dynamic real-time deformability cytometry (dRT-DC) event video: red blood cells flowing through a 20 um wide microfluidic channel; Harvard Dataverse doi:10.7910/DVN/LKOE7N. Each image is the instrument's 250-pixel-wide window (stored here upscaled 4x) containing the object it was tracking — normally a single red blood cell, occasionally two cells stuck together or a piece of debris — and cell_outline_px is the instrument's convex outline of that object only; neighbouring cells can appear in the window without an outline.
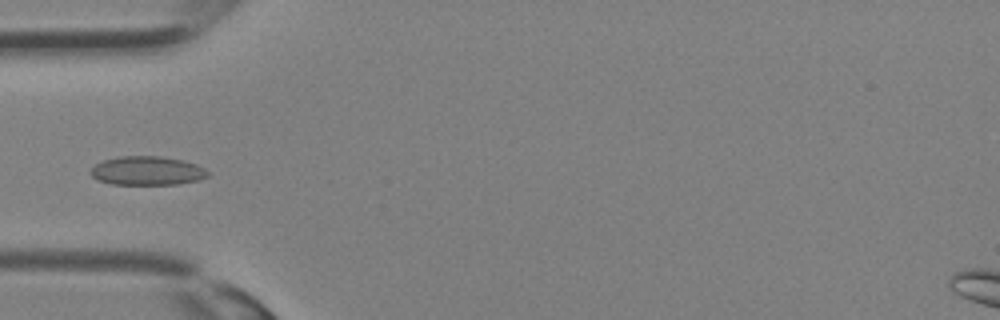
{"species": "Egyptian fruit bat (a non-hibernating species)", "species_latin": "Rousettus aegyptiacus", "temperature_condition": "room temperature", "stored_images_in_passage": 28, "camera_frame_rate_fps": 3000, "um_per_image_px": 0.085, "animal": {"sex": "female"}, "frame": {"image": 1, "passage_image": 6, "time_ms": 1.667, "image_size_px": [1000, 320], "cell_outline_px": [[208, 176], [200, 180], [176, 184], [112, 184], [96, 180], [88, 172], [96, 164], [104, 160], [120, 156], [160, 156], [184, 160], [196, 164], [204, 168], [208, 172]], "centroid_in_image_um": [12.5, 14.51], "position_along_channel_um": 72.5, "area_um2": 19.77}}
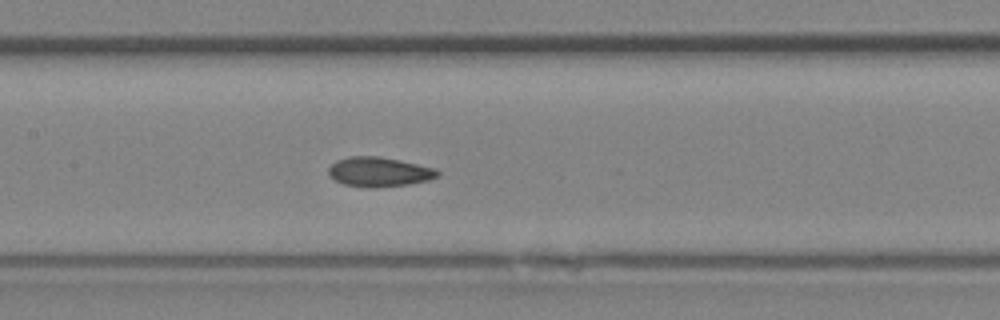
{"frame": {"image": 2, "passage_image": 11, "time_ms": 3.333, "image_size_px": [1000, 320], "cell_outline_px": [[440, 176], [428, 180], [408, 184], [372, 188], [368, 188], [344, 184], [336, 180], [328, 172], [328, 168], [336, 160], [348, 156], [380, 156], [400, 160], [436, 168], [440, 172]], "centroid_in_image_um": [32.25, 14.6], "position_along_channel_um": 175.2, "area_um2": 18.84}}
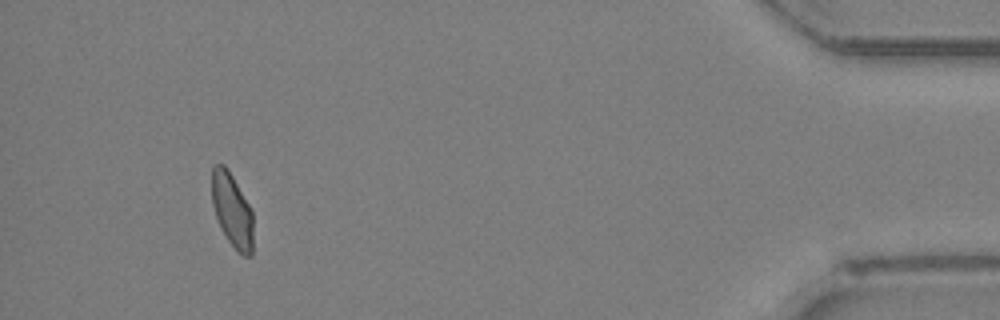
{"frame": {"image": 3, "passage_image": 26, "time_ms": 8.333, "image_size_px": [1000, 320], "cell_outline_px": [[252, 256], [244, 256], [228, 240], [216, 216], [212, 204], [212, 168], [216, 164], [224, 164], [228, 168], [252, 208]], "centroid_in_image_um": [19.74, 17.81], "position_along_channel_um": 415.5, "area_um2": 17.63}}